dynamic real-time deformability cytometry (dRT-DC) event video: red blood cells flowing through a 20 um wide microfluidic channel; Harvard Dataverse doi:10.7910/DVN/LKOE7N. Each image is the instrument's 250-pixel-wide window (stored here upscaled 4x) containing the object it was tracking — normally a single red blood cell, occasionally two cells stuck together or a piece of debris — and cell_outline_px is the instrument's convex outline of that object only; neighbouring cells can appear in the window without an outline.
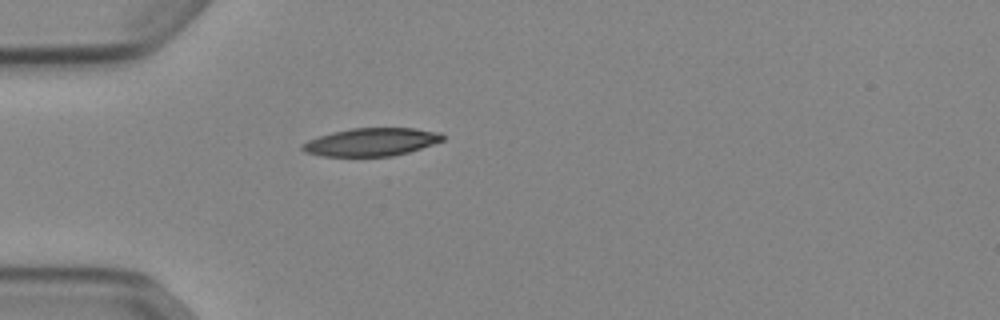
{"species": "Egyptian fruit bat (a non-hibernating species)", "species_latin": "Rousettus aegyptiacus", "temperature_condition": "cold", "stored_images_in_passage": 38, "camera_frame_rate_fps": 3000, "um_per_image_px": 0.085, "animal": {"sex": "female"}, "frame": {"image": 1, "passage_image": 1, "time_ms": 0.0, "image_size_px": [1000, 320], "cell_outline_px": [[444, 140], [408, 152], [392, 156], [324, 156], [304, 152], [300, 148], [300, 144], [308, 140], [332, 132], [352, 128], [416, 128], [440, 132], [444, 136]], "centroid_in_image_um": [31.54, 12.06], "position_along_channel_um": 53.5, "area_um2": 22.83}}
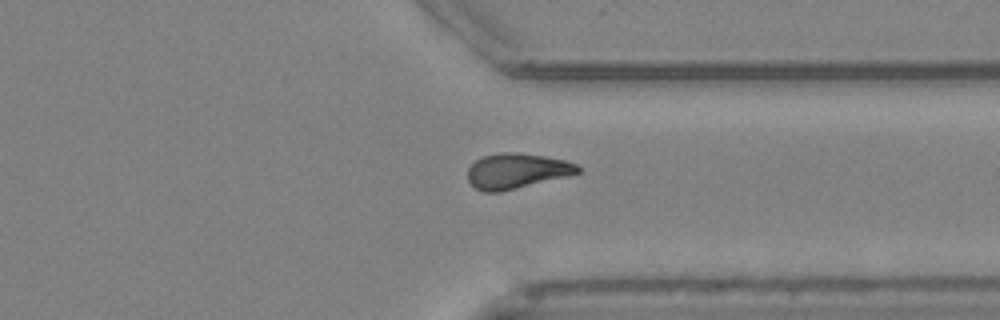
{"frame": {"image": 2, "passage_image": 26, "time_ms": 8.333, "image_size_px": [1000, 320], "cell_outline_px": [[580, 172], [568, 176], [500, 192], [484, 192], [476, 188], [468, 180], [468, 168], [476, 160], [484, 156], [504, 152], [516, 152], [544, 156], [564, 160], [576, 164], [580, 168]], "centroid_in_image_um": [43.92, 14.53], "position_along_channel_um": 367.5, "area_um2": 22.43}}
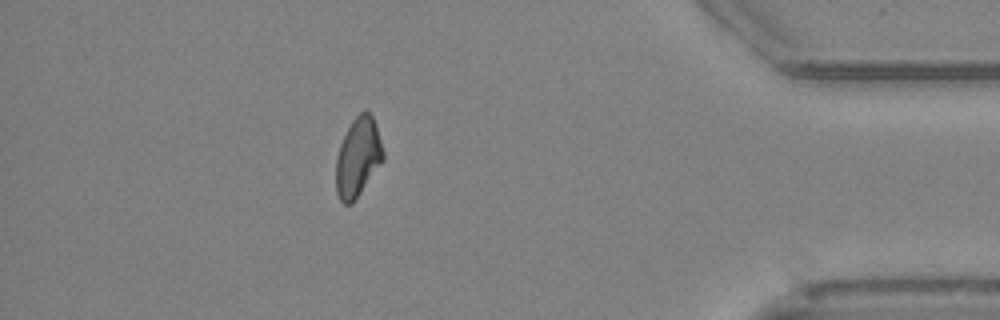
{"frame": {"image": 3, "passage_image": 32, "time_ms": 10.333, "image_size_px": [1000, 320], "cell_outline_px": [[384, 160], [352, 204], [344, 204], [340, 200], [336, 192], [336, 156], [340, 144], [352, 120], [364, 108], [372, 116], [384, 152]], "centroid_in_image_um": [30.41, 13.38], "position_along_channel_um": 404.8, "area_um2": 21.62}}